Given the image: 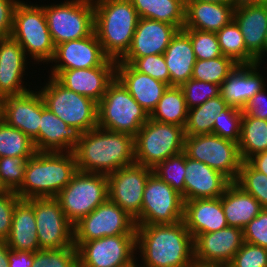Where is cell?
I'll return each mask as SVG.
<instances>
[{
	"label": "cell",
	"mask_w": 267,
	"mask_h": 267,
	"mask_svg": "<svg viewBox=\"0 0 267 267\" xmlns=\"http://www.w3.org/2000/svg\"><path fill=\"white\" fill-rule=\"evenodd\" d=\"M140 267H188L194 261L193 237L184 220L174 224L136 225Z\"/></svg>",
	"instance_id": "6da1fadb"
},
{
	"label": "cell",
	"mask_w": 267,
	"mask_h": 267,
	"mask_svg": "<svg viewBox=\"0 0 267 267\" xmlns=\"http://www.w3.org/2000/svg\"><path fill=\"white\" fill-rule=\"evenodd\" d=\"M73 153L78 171L108 175L135 163L134 136L97 126L79 134Z\"/></svg>",
	"instance_id": "7a4b0ae2"
},
{
	"label": "cell",
	"mask_w": 267,
	"mask_h": 267,
	"mask_svg": "<svg viewBox=\"0 0 267 267\" xmlns=\"http://www.w3.org/2000/svg\"><path fill=\"white\" fill-rule=\"evenodd\" d=\"M78 171L73 152H36L25 166L21 199L56 198Z\"/></svg>",
	"instance_id": "3957f363"
},
{
	"label": "cell",
	"mask_w": 267,
	"mask_h": 267,
	"mask_svg": "<svg viewBox=\"0 0 267 267\" xmlns=\"http://www.w3.org/2000/svg\"><path fill=\"white\" fill-rule=\"evenodd\" d=\"M94 31L105 55L120 61L130 49L139 20L130 0H93Z\"/></svg>",
	"instance_id": "277c9868"
},
{
	"label": "cell",
	"mask_w": 267,
	"mask_h": 267,
	"mask_svg": "<svg viewBox=\"0 0 267 267\" xmlns=\"http://www.w3.org/2000/svg\"><path fill=\"white\" fill-rule=\"evenodd\" d=\"M11 37L21 45L26 56L31 57L28 60H34V64H48L53 59L55 45L41 4L20 0L13 14Z\"/></svg>",
	"instance_id": "5b68a950"
},
{
	"label": "cell",
	"mask_w": 267,
	"mask_h": 267,
	"mask_svg": "<svg viewBox=\"0 0 267 267\" xmlns=\"http://www.w3.org/2000/svg\"><path fill=\"white\" fill-rule=\"evenodd\" d=\"M43 85L36 90L41 94L45 107L79 134L98 126V104L95 101L67 89L52 76Z\"/></svg>",
	"instance_id": "8992f818"
},
{
	"label": "cell",
	"mask_w": 267,
	"mask_h": 267,
	"mask_svg": "<svg viewBox=\"0 0 267 267\" xmlns=\"http://www.w3.org/2000/svg\"><path fill=\"white\" fill-rule=\"evenodd\" d=\"M97 116L98 127L133 136L150 118L117 78L109 84L99 101Z\"/></svg>",
	"instance_id": "52a82bcc"
},
{
	"label": "cell",
	"mask_w": 267,
	"mask_h": 267,
	"mask_svg": "<svg viewBox=\"0 0 267 267\" xmlns=\"http://www.w3.org/2000/svg\"><path fill=\"white\" fill-rule=\"evenodd\" d=\"M184 128L149 118L134 136L135 163L151 169L184 151Z\"/></svg>",
	"instance_id": "ba28073f"
},
{
	"label": "cell",
	"mask_w": 267,
	"mask_h": 267,
	"mask_svg": "<svg viewBox=\"0 0 267 267\" xmlns=\"http://www.w3.org/2000/svg\"><path fill=\"white\" fill-rule=\"evenodd\" d=\"M41 6L55 46L94 32L93 0H64L59 4Z\"/></svg>",
	"instance_id": "9c48e42d"
},
{
	"label": "cell",
	"mask_w": 267,
	"mask_h": 267,
	"mask_svg": "<svg viewBox=\"0 0 267 267\" xmlns=\"http://www.w3.org/2000/svg\"><path fill=\"white\" fill-rule=\"evenodd\" d=\"M56 199L74 226L108 199L107 175L77 171Z\"/></svg>",
	"instance_id": "30bf717a"
},
{
	"label": "cell",
	"mask_w": 267,
	"mask_h": 267,
	"mask_svg": "<svg viewBox=\"0 0 267 267\" xmlns=\"http://www.w3.org/2000/svg\"><path fill=\"white\" fill-rule=\"evenodd\" d=\"M184 152L235 182L242 163L238 143L215 134L184 137Z\"/></svg>",
	"instance_id": "8fae6325"
},
{
	"label": "cell",
	"mask_w": 267,
	"mask_h": 267,
	"mask_svg": "<svg viewBox=\"0 0 267 267\" xmlns=\"http://www.w3.org/2000/svg\"><path fill=\"white\" fill-rule=\"evenodd\" d=\"M184 200L169 184L152 173L146 182L136 225L174 224L183 220Z\"/></svg>",
	"instance_id": "7c38bea8"
},
{
	"label": "cell",
	"mask_w": 267,
	"mask_h": 267,
	"mask_svg": "<svg viewBox=\"0 0 267 267\" xmlns=\"http://www.w3.org/2000/svg\"><path fill=\"white\" fill-rule=\"evenodd\" d=\"M78 267H124L138 258L136 234H121L100 239L74 242ZM136 257V258H135Z\"/></svg>",
	"instance_id": "4fadbf2b"
},
{
	"label": "cell",
	"mask_w": 267,
	"mask_h": 267,
	"mask_svg": "<svg viewBox=\"0 0 267 267\" xmlns=\"http://www.w3.org/2000/svg\"><path fill=\"white\" fill-rule=\"evenodd\" d=\"M74 242L108 236L136 234V223L126 211L109 198L73 226Z\"/></svg>",
	"instance_id": "5bb4252c"
},
{
	"label": "cell",
	"mask_w": 267,
	"mask_h": 267,
	"mask_svg": "<svg viewBox=\"0 0 267 267\" xmlns=\"http://www.w3.org/2000/svg\"><path fill=\"white\" fill-rule=\"evenodd\" d=\"M34 208L40 249L74 246L73 225L66 218L56 198L27 200Z\"/></svg>",
	"instance_id": "9a60e30c"
},
{
	"label": "cell",
	"mask_w": 267,
	"mask_h": 267,
	"mask_svg": "<svg viewBox=\"0 0 267 267\" xmlns=\"http://www.w3.org/2000/svg\"><path fill=\"white\" fill-rule=\"evenodd\" d=\"M153 169L133 163L107 175L108 198L132 218L141 213L143 193Z\"/></svg>",
	"instance_id": "2e32d148"
},
{
	"label": "cell",
	"mask_w": 267,
	"mask_h": 267,
	"mask_svg": "<svg viewBox=\"0 0 267 267\" xmlns=\"http://www.w3.org/2000/svg\"><path fill=\"white\" fill-rule=\"evenodd\" d=\"M116 64L117 61L108 58L99 67L51 71L48 76L54 77L67 89L88 97L98 104L109 84L116 78Z\"/></svg>",
	"instance_id": "e0dca14e"
},
{
	"label": "cell",
	"mask_w": 267,
	"mask_h": 267,
	"mask_svg": "<svg viewBox=\"0 0 267 267\" xmlns=\"http://www.w3.org/2000/svg\"><path fill=\"white\" fill-rule=\"evenodd\" d=\"M1 119L9 126L21 130L33 140L39 152V126L41 122V94L29 90L24 94L3 98Z\"/></svg>",
	"instance_id": "ac0fdd59"
},
{
	"label": "cell",
	"mask_w": 267,
	"mask_h": 267,
	"mask_svg": "<svg viewBox=\"0 0 267 267\" xmlns=\"http://www.w3.org/2000/svg\"><path fill=\"white\" fill-rule=\"evenodd\" d=\"M108 57L95 31L82 39L71 40L55 46V53L50 71L88 69L101 66ZM55 63V64H53Z\"/></svg>",
	"instance_id": "d6986e66"
},
{
	"label": "cell",
	"mask_w": 267,
	"mask_h": 267,
	"mask_svg": "<svg viewBox=\"0 0 267 267\" xmlns=\"http://www.w3.org/2000/svg\"><path fill=\"white\" fill-rule=\"evenodd\" d=\"M243 243V230L231 226L196 235L193 238L194 260L227 266Z\"/></svg>",
	"instance_id": "ffe728a7"
},
{
	"label": "cell",
	"mask_w": 267,
	"mask_h": 267,
	"mask_svg": "<svg viewBox=\"0 0 267 267\" xmlns=\"http://www.w3.org/2000/svg\"><path fill=\"white\" fill-rule=\"evenodd\" d=\"M21 45L11 36L0 39V95L24 94L30 90L24 85L25 70L29 65Z\"/></svg>",
	"instance_id": "44dd1931"
},
{
	"label": "cell",
	"mask_w": 267,
	"mask_h": 267,
	"mask_svg": "<svg viewBox=\"0 0 267 267\" xmlns=\"http://www.w3.org/2000/svg\"><path fill=\"white\" fill-rule=\"evenodd\" d=\"M185 201L221 197L231 181L185 153Z\"/></svg>",
	"instance_id": "7402d4cb"
},
{
	"label": "cell",
	"mask_w": 267,
	"mask_h": 267,
	"mask_svg": "<svg viewBox=\"0 0 267 267\" xmlns=\"http://www.w3.org/2000/svg\"><path fill=\"white\" fill-rule=\"evenodd\" d=\"M178 30L175 25L139 18L130 49L123 58L164 54Z\"/></svg>",
	"instance_id": "603a6c76"
},
{
	"label": "cell",
	"mask_w": 267,
	"mask_h": 267,
	"mask_svg": "<svg viewBox=\"0 0 267 267\" xmlns=\"http://www.w3.org/2000/svg\"><path fill=\"white\" fill-rule=\"evenodd\" d=\"M233 20L244 37L247 51L261 64L267 34V4H236Z\"/></svg>",
	"instance_id": "cb8c5ba5"
},
{
	"label": "cell",
	"mask_w": 267,
	"mask_h": 267,
	"mask_svg": "<svg viewBox=\"0 0 267 267\" xmlns=\"http://www.w3.org/2000/svg\"><path fill=\"white\" fill-rule=\"evenodd\" d=\"M260 63L238 65L220 86V95L229 106L242 110L245 104L266 85L260 74ZM265 80V81H264Z\"/></svg>",
	"instance_id": "d4e9b609"
},
{
	"label": "cell",
	"mask_w": 267,
	"mask_h": 267,
	"mask_svg": "<svg viewBox=\"0 0 267 267\" xmlns=\"http://www.w3.org/2000/svg\"><path fill=\"white\" fill-rule=\"evenodd\" d=\"M116 78L134 100L150 115L156 108L168 84L135 70L130 64L117 61Z\"/></svg>",
	"instance_id": "484cf974"
},
{
	"label": "cell",
	"mask_w": 267,
	"mask_h": 267,
	"mask_svg": "<svg viewBox=\"0 0 267 267\" xmlns=\"http://www.w3.org/2000/svg\"><path fill=\"white\" fill-rule=\"evenodd\" d=\"M183 220L193 238L227 227L228 223L222 209V196L184 201Z\"/></svg>",
	"instance_id": "4316f807"
},
{
	"label": "cell",
	"mask_w": 267,
	"mask_h": 267,
	"mask_svg": "<svg viewBox=\"0 0 267 267\" xmlns=\"http://www.w3.org/2000/svg\"><path fill=\"white\" fill-rule=\"evenodd\" d=\"M79 133L45 107L41 97L39 152H73Z\"/></svg>",
	"instance_id": "83f0119b"
},
{
	"label": "cell",
	"mask_w": 267,
	"mask_h": 267,
	"mask_svg": "<svg viewBox=\"0 0 267 267\" xmlns=\"http://www.w3.org/2000/svg\"><path fill=\"white\" fill-rule=\"evenodd\" d=\"M235 5L185 1L184 28L217 32L233 20Z\"/></svg>",
	"instance_id": "f1b7e54d"
},
{
	"label": "cell",
	"mask_w": 267,
	"mask_h": 267,
	"mask_svg": "<svg viewBox=\"0 0 267 267\" xmlns=\"http://www.w3.org/2000/svg\"><path fill=\"white\" fill-rule=\"evenodd\" d=\"M6 243L10 250L36 252L41 250L37 237V227L33 206L20 199L12 216V225Z\"/></svg>",
	"instance_id": "f546056e"
},
{
	"label": "cell",
	"mask_w": 267,
	"mask_h": 267,
	"mask_svg": "<svg viewBox=\"0 0 267 267\" xmlns=\"http://www.w3.org/2000/svg\"><path fill=\"white\" fill-rule=\"evenodd\" d=\"M163 55L170 74V86H181L192 77L196 57L190 36L183 29L172 37Z\"/></svg>",
	"instance_id": "4dcf8cb0"
},
{
	"label": "cell",
	"mask_w": 267,
	"mask_h": 267,
	"mask_svg": "<svg viewBox=\"0 0 267 267\" xmlns=\"http://www.w3.org/2000/svg\"><path fill=\"white\" fill-rule=\"evenodd\" d=\"M222 209L228 226L244 229L262 210L261 204L235 182L222 195Z\"/></svg>",
	"instance_id": "1f68e13d"
},
{
	"label": "cell",
	"mask_w": 267,
	"mask_h": 267,
	"mask_svg": "<svg viewBox=\"0 0 267 267\" xmlns=\"http://www.w3.org/2000/svg\"><path fill=\"white\" fill-rule=\"evenodd\" d=\"M139 18H146L184 28L185 0H130Z\"/></svg>",
	"instance_id": "d6a6232c"
},
{
	"label": "cell",
	"mask_w": 267,
	"mask_h": 267,
	"mask_svg": "<svg viewBox=\"0 0 267 267\" xmlns=\"http://www.w3.org/2000/svg\"><path fill=\"white\" fill-rule=\"evenodd\" d=\"M228 106L221 95H218L202 105L188 109L185 136L213 134L215 119H218L219 114Z\"/></svg>",
	"instance_id": "836d02e7"
},
{
	"label": "cell",
	"mask_w": 267,
	"mask_h": 267,
	"mask_svg": "<svg viewBox=\"0 0 267 267\" xmlns=\"http://www.w3.org/2000/svg\"><path fill=\"white\" fill-rule=\"evenodd\" d=\"M187 117L188 108L180 86H168L150 114V119L154 121L176 124L183 128H185Z\"/></svg>",
	"instance_id": "e575fe53"
},
{
	"label": "cell",
	"mask_w": 267,
	"mask_h": 267,
	"mask_svg": "<svg viewBox=\"0 0 267 267\" xmlns=\"http://www.w3.org/2000/svg\"><path fill=\"white\" fill-rule=\"evenodd\" d=\"M238 149L242 161L267 151V120L243 115Z\"/></svg>",
	"instance_id": "d590c367"
},
{
	"label": "cell",
	"mask_w": 267,
	"mask_h": 267,
	"mask_svg": "<svg viewBox=\"0 0 267 267\" xmlns=\"http://www.w3.org/2000/svg\"><path fill=\"white\" fill-rule=\"evenodd\" d=\"M216 35L224 56L231 58L238 65L257 63L256 59L247 51L244 37L234 20L217 31Z\"/></svg>",
	"instance_id": "8d00e7d4"
},
{
	"label": "cell",
	"mask_w": 267,
	"mask_h": 267,
	"mask_svg": "<svg viewBox=\"0 0 267 267\" xmlns=\"http://www.w3.org/2000/svg\"><path fill=\"white\" fill-rule=\"evenodd\" d=\"M36 152L32 139L0 119V157L19 156L29 159Z\"/></svg>",
	"instance_id": "74e56055"
},
{
	"label": "cell",
	"mask_w": 267,
	"mask_h": 267,
	"mask_svg": "<svg viewBox=\"0 0 267 267\" xmlns=\"http://www.w3.org/2000/svg\"><path fill=\"white\" fill-rule=\"evenodd\" d=\"M237 66L224 55L209 60H196L191 78L221 86Z\"/></svg>",
	"instance_id": "f35d334b"
},
{
	"label": "cell",
	"mask_w": 267,
	"mask_h": 267,
	"mask_svg": "<svg viewBox=\"0 0 267 267\" xmlns=\"http://www.w3.org/2000/svg\"><path fill=\"white\" fill-rule=\"evenodd\" d=\"M161 180L182 195L185 201V152L170 156L153 168Z\"/></svg>",
	"instance_id": "ab89813d"
},
{
	"label": "cell",
	"mask_w": 267,
	"mask_h": 267,
	"mask_svg": "<svg viewBox=\"0 0 267 267\" xmlns=\"http://www.w3.org/2000/svg\"><path fill=\"white\" fill-rule=\"evenodd\" d=\"M235 183L251 194L267 209V175L254 169L247 161H242Z\"/></svg>",
	"instance_id": "60d3db41"
},
{
	"label": "cell",
	"mask_w": 267,
	"mask_h": 267,
	"mask_svg": "<svg viewBox=\"0 0 267 267\" xmlns=\"http://www.w3.org/2000/svg\"><path fill=\"white\" fill-rule=\"evenodd\" d=\"M32 267H78L77 247L36 251L33 253Z\"/></svg>",
	"instance_id": "b9f144b4"
},
{
	"label": "cell",
	"mask_w": 267,
	"mask_h": 267,
	"mask_svg": "<svg viewBox=\"0 0 267 267\" xmlns=\"http://www.w3.org/2000/svg\"><path fill=\"white\" fill-rule=\"evenodd\" d=\"M190 36L196 60H209L223 56L216 32L183 28Z\"/></svg>",
	"instance_id": "7bdbcfd3"
},
{
	"label": "cell",
	"mask_w": 267,
	"mask_h": 267,
	"mask_svg": "<svg viewBox=\"0 0 267 267\" xmlns=\"http://www.w3.org/2000/svg\"><path fill=\"white\" fill-rule=\"evenodd\" d=\"M120 62L128 63L138 72L149 75L170 86V74L163 54L141 58H122Z\"/></svg>",
	"instance_id": "ee69618b"
},
{
	"label": "cell",
	"mask_w": 267,
	"mask_h": 267,
	"mask_svg": "<svg viewBox=\"0 0 267 267\" xmlns=\"http://www.w3.org/2000/svg\"><path fill=\"white\" fill-rule=\"evenodd\" d=\"M242 110L228 106L214 121L213 134L239 143L241 136Z\"/></svg>",
	"instance_id": "f6af8a7d"
},
{
	"label": "cell",
	"mask_w": 267,
	"mask_h": 267,
	"mask_svg": "<svg viewBox=\"0 0 267 267\" xmlns=\"http://www.w3.org/2000/svg\"><path fill=\"white\" fill-rule=\"evenodd\" d=\"M180 87L183 90L188 109L202 105L208 99L220 95L219 85L192 78Z\"/></svg>",
	"instance_id": "bcb514c9"
},
{
	"label": "cell",
	"mask_w": 267,
	"mask_h": 267,
	"mask_svg": "<svg viewBox=\"0 0 267 267\" xmlns=\"http://www.w3.org/2000/svg\"><path fill=\"white\" fill-rule=\"evenodd\" d=\"M26 157H0V180L7 190L16 191L23 182Z\"/></svg>",
	"instance_id": "7dc6e473"
},
{
	"label": "cell",
	"mask_w": 267,
	"mask_h": 267,
	"mask_svg": "<svg viewBox=\"0 0 267 267\" xmlns=\"http://www.w3.org/2000/svg\"><path fill=\"white\" fill-rule=\"evenodd\" d=\"M227 267H267V249L244 242Z\"/></svg>",
	"instance_id": "c3c4849f"
},
{
	"label": "cell",
	"mask_w": 267,
	"mask_h": 267,
	"mask_svg": "<svg viewBox=\"0 0 267 267\" xmlns=\"http://www.w3.org/2000/svg\"><path fill=\"white\" fill-rule=\"evenodd\" d=\"M244 242L267 249V209H263L243 229Z\"/></svg>",
	"instance_id": "681fc988"
},
{
	"label": "cell",
	"mask_w": 267,
	"mask_h": 267,
	"mask_svg": "<svg viewBox=\"0 0 267 267\" xmlns=\"http://www.w3.org/2000/svg\"><path fill=\"white\" fill-rule=\"evenodd\" d=\"M20 199L15 191L8 190L6 193L0 194V239L8 238L15 205Z\"/></svg>",
	"instance_id": "f907efd6"
},
{
	"label": "cell",
	"mask_w": 267,
	"mask_h": 267,
	"mask_svg": "<svg viewBox=\"0 0 267 267\" xmlns=\"http://www.w3.org/2000/svg\"><path fill=\"white\" fill-rule=\"evenodd\" d=\"M267 88L257 92L242 108L243 115L267 120Z\"/></svg>",
	"instance_id": "816d5d0a"
},
{
	"label": "cell",
	"mask_w": 267,
	"mask_h": 267,
	"mask_svg": "<svg viewBox=\"0 0 267 267\" xmlns=\"http://www.w3.org/2000/svg\"><path fill=\"white\" fill-rule=\"evenodd\" d=\"M20 0H0V39L11 36L13 14Z\"/></svg>",
	"instance_id": "f5cc1de1"
},
{
	"label": "cell",
	"mask_w": 267,
	"mask_h": 267,
	"mask_svg": "<svg viewBox=\"0 0 267 267\" xmlns=\"http://www.w3.org/2000/svg\"><path fill=\"white\" fill-rule=\"evenodd\" d=\"M33 253L8 250L9 267H32Z\"/></svg>",
	"instance_id": "db71d44e"
},
{
	"label": "cell",
	"mask_w": 267,
	"mask_h": 267,
	"mask_svg": "<svg viewBox=\"0 0 267 267\" xmlns=\"http://www.w3.org/2000/svg\"><path fill=\"white\" fill-rule=\"evenodd\" d=\"M247 162L256 170L267 175V151L250 157Z\"/></svg>",
	"instance_id": "11a10c76"
},
{
	"label": "cell",
	"mask_w": 267,
	"mask_h": 267,
	"mask_svg": "<svg viewBox=\"0 0 267 267\" xmlns=\"http://www.w3.org/2000/svg\"><path fill=\"white\" fill-rule=\"evenodd\" d=\"M8 250L6 240L0 239V267H9Z\"/></svg>",
	"instance_id": "9f6ffc18"
},
{
	"label": "cell",
	"mask_w": 267,
	"mask_h": 267,
	"mask_svg": "<svg viewBox=\"0 0 267 267\" xmlns=\"http://www.w3.org/2000/svg\"><path fill=\"white\" fill-rule=\"evenodd\" d=\"M188 267H227V266L221 264L201 263L194 260Z\"/></svg>",
	"instance_id": "6f0895ef"
},
{
	"label": "cell",
	"mask_w": 267,
	"mask_h": 267,
	"mask_svg": "<svg viewBox=\"0 0 267 267\" xmlns=\"http://www.w3.org/2000/svg\"><path fill=\"white\" fill-rule=\"evenodd\" d=\"M236 4H245V5L267 4V0H236Z\"/></svg>",
	"instance_id": "680465c9"
},
{
	"label": "cell",
	"mask_w": 267,
	"mask_h": 267,
	"mask_svg": "<svg viewBox=\"0 0 267 267\" xmlns=\"http://www.w3.org/2000/svg\"><path fill=\"white\" fill-rule=\"evenodd\" d=\"M185 1L210 2L218 4H236V0H185Z\"/></svg>",
	"instance_id": "91938a15"
},
{
	"label": "cell",
	"mask_w": 267,
	"mask_h": 267,
	"mask_svg": "<svg viewBox=\"0 0 267 267\" xmlns=\"http://www.w3.org/2000/svg\"><path fill=\"white\" fill-rule=\"evenodd\" d=\"M8 190L6 189V187L2 184L1 180H0V194L6 193Z\"/></svg>",
	"instance_id": "94428289"
},
{
	"label": "cell",
	"mask_w": 267,
	"mask_h": 267,
	"mask_svg": "<svg viewBox=\"0 0 267 267\" xmlns=\"http://www.w3.org/2000/svg\"><path fill=\"white\" fill-rule=\"evenodd\" d=\"M138 263H139V261L138 260L137 261L135 260L134 262H132V263H130L127 266H124V267H140L139 266L140 264H138Z\"/></svg>",
	"instance_id": "6125c7cd"
},
{
	"label": "cell",
	"mask_w": 267,
	"mask_h": 267,
	"mask_svg": "<svg viewBox=\"0 0 267 267\" xmlns=\"http://www.w3.org/2000/svg\"><path fill=\"white\" fill-rule=\"evenodd\" d=\"M265 52L267 53V34H266L265 42H264V56H263V59H264L265 56H267Z\"/></svg>",
	"instance_id": "be15d7a7"
},
{
	"label": "cell",
	"mask_w": 267,
	"mask_h": 267,
	"mask_svg": "<svg viewBox=\"0 0 267 267\" xmlns=\"http://www.w3.org/2000/svg\"><path fill=\"white\" fill-rule=\"evenodd\" d=\"M2 103H3V97L0 95V119L2 116Z\"/></svg>",
	"instance_id": "e7e4bbea"
}]
</instances>
